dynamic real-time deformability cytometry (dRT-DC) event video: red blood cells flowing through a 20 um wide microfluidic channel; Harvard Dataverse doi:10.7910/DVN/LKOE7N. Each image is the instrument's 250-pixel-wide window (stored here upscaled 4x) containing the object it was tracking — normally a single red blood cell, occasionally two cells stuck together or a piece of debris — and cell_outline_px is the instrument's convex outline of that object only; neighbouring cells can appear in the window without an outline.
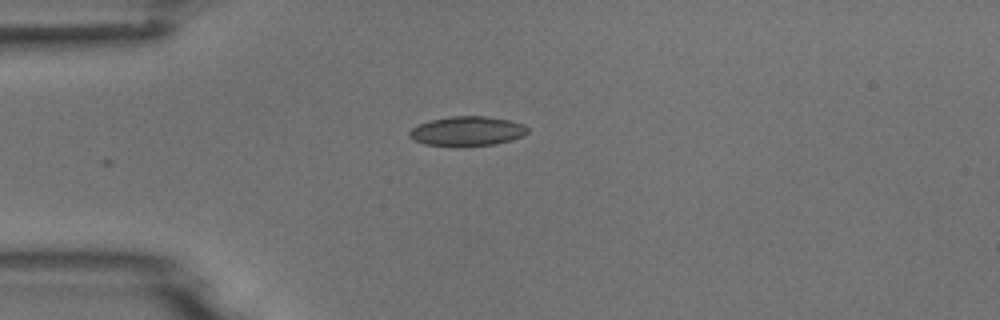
{"species": "common noctule bat (a hibernating species)", "species_latin": "Nyctalus noctula", "temperature_condition": "room temperature", "stored_images_in_passage": 3, "camera_frame_rate_fps": 3000, "um_per_image_px": 0.085, "animal": {"sex": "male", "body_mass_g": 18.8}, "frame": {"image": 1, "passage_image": 1, "time_ms": 0.0, "image_size_px": [1000, 320], "cell_outline_px": [[528, 132], [524, 136], [512, 140], [496, 144], [424, 144], [412, 140], [408, 136], [408, 132], [412, 128], [420, 124], [432, 120], [452, 116], [484, 116], [508, 120], [524, 124], [528, 128]], "centroid_in_image_um": [39.74, 11.12], "position_along_channel_um": 45.3, "area_um2": 19.77}}
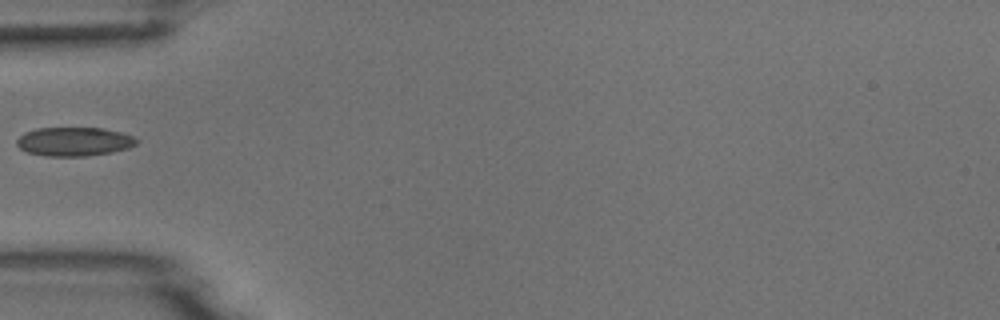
{"frame": {"image": 2, "passage_image": 2, "time_ms": 1.333, "image_size_px": [1000, 320], "cell_outline_px": [[140, 140], [136, 144], [128, 148], [112, 152], [84, 156], [48, 156], [28, 152], [20, 148], [16, 144], [16, 140], [24, 132], [36, 128], [104, 128], [120, 132], [132, 136]], "centroid_in_image_um": [6.3, 12.03], "position_along_channel_um": 78.7, "area_um2": 20.11}}
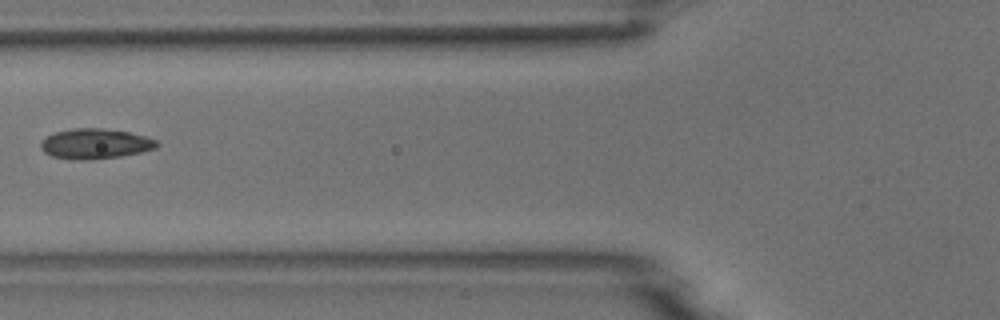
{"frame": {"image": 3, "passage_image": 3, "time_ms": 2.333, "image_size_px": [1000, 320], "cell_outline_px": [[160, 144], [156, 148], [140, 152], [120, 156], [88, 160], [68, 160], [52, 156], [44, 152], [40, 148], [40, 140], [56, 132], [72, 128], [104, 128], [128, 132], [144, 136], [156, 140]], "centroid_in_image_um": [8.05, 12.22], "position_along_channel_um": 117.7, "area_um2": 20.52}}